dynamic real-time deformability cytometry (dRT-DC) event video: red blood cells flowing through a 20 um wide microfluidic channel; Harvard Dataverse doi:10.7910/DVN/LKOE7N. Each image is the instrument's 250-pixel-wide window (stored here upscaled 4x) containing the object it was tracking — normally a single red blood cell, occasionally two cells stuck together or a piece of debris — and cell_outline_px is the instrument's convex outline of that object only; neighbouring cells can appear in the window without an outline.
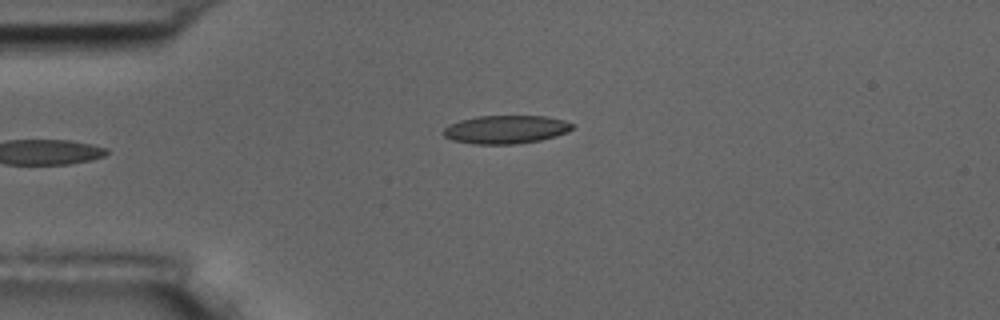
{"species": "common noctule bat (a hibernating species)", "species_latin": "Nyctalus noctula", "temperature_condition": "room temperature", "stored_images_in_passage": 6, "camera_frame_rate_fps": 3000, "um_per_image_px": 0.085, "animal": {"sex": "male", "body_mass_g": 17.5, "forearm_length_mm": 52.3}, "frame": {"image": 1, "passage_image": 6, "time_ms": 5.667, "image_size_px": [1000, 320], "cell_outline_px": [[572, 128], [568, 132], [556, 136], [540, 140], [516, 144], [472, 144], [452, 140], [444, 136], [440, 132], [448, 124], [460, 120], [476, 116], [548, 116], [564, 120], [572, 124]], "centroid_in_image_um": [42.95, 11.0], "position_along_channel_um": 42.0, "area_um2": 21.44}}